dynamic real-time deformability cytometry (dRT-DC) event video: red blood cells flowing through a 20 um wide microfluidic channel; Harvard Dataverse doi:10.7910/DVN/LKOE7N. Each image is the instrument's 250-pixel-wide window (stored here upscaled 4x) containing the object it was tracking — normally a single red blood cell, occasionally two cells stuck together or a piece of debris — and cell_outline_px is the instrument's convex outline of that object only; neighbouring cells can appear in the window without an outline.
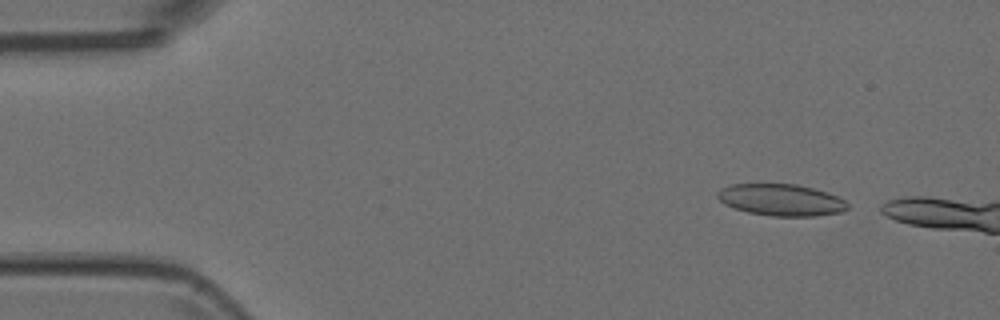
{"species": "Egyptian fruit bat (a non-hibernating species)", "species_latin": "Rousettus aegyptiacus", "temperature_condition": "room temperature", "stored_images_in_passage": 4, "camera_frame_rate_fps": 3000, "um_per_image_px": 0.085, "animal": {"sex": "female"}, "frame": {"image": 1, "passage_image": 1, "time_ms": 0.0, "image_size_px": [1000, 320], "cell_outline_px": [[848, 208], [840, 212], [816, 216], [772, 216], [748, 212], [724, 204], [716, 196], [716, 192], [720, 188], [732, 184], [796, 184], [828, 192], [840, 196], [848, 204]], "centroid_in_image_um": [66.4, 16.99], "position_along_channel_um": 18.6, "area_um2": 24.1}}
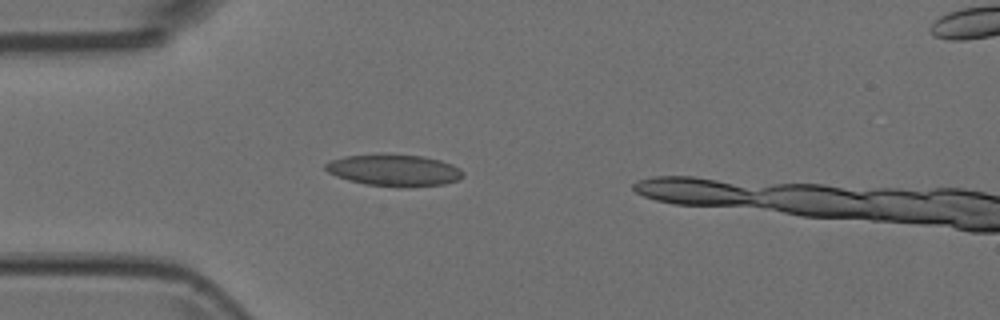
{"frame": {"image": 2, "passage_image": 3, "time_ms": 0.667, "image_size_px": [1000, 320], "cell_outline_px": [[464, 176], [460, 180], [444, 184], [408, 188], [400, 188], [364, 184], [348, 180], [336, 176], [328, 172], [324, 168], [324, 164], [332, 160], [344, 156], [376, 152], [384, 152], [424, 156], [440, 160], [452, 164], [460, 168], [464, 172]], "centroid_in_image_um": [33.51, 14.45], "position_along_channel_um": 51.5, "area_um2": 26.47}}